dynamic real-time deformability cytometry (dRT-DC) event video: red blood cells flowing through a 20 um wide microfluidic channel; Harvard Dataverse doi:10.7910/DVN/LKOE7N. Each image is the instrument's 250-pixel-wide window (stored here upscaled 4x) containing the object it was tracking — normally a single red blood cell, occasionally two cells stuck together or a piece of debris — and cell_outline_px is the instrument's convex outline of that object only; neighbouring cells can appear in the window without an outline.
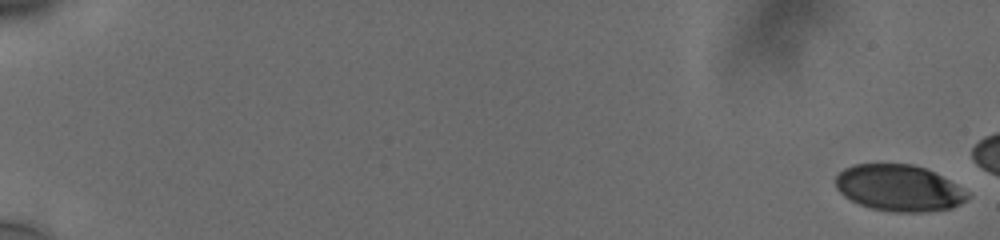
{"species": "human", "species_latin": "Homo sapiens", "temperature_condition": "cold", "stored_images_in_passage": 20, "camera_frame_rate_fps": 3000, "um_per_image_px": 0.085, "donor": {"sex": "male"}, "frame": {"image": 1, "passage_image": 1, "time_ms": 0.0, "image_size_px": [1000, 240], "cell_outline_px": [[972, 196], [968, 200], [952, 208], [928, 212], [892, 212], [872, 208], [860, 204], [844, 196], [836, 188], [836, 176], [844, 168], [852, 164], [912, 164], [924, 168], [948, 180], [968, 192]], "centroid_in_image_um": [76.42, 15.99], "position_along_channel_um": 8.6, "area_um2": 35.6}}